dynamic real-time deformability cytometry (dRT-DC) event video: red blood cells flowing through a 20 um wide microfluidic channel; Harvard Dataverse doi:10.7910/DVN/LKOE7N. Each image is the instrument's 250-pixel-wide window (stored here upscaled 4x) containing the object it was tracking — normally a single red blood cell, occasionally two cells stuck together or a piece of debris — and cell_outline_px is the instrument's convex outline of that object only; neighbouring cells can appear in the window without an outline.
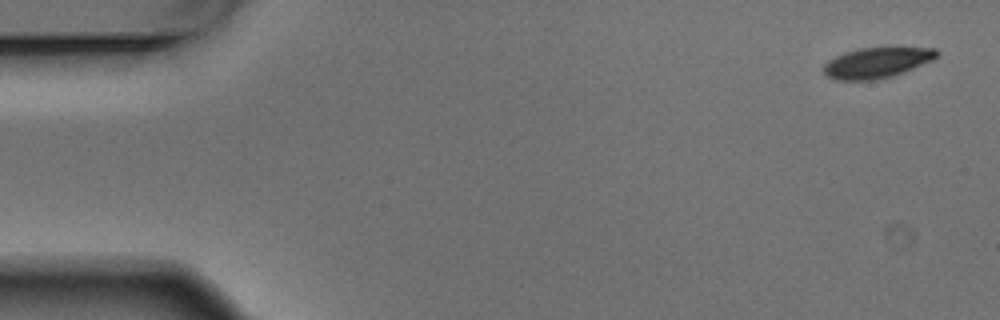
{"species": "Egyptian fruit bat (a non-hibernating species)", "species_latin": "Rousettus aegyptiacus", "temperature_condition": "warm", "stored_images_in_passage": 4, "camera_frame_rate_fps": 3000, "um_per_image_px": 0.085, "animal": {"sex": "male"}, "frame": {"image": 1, "passage_image": 1, "time_ms": 0.0, "image_size_px": [1000, 320], "cell_outline_px": [[940, 52], [932, 60], [904, 72], [892, 76], [876, 80], [836, 80], [828, 76], [824, 72], [824, 64], [828, 60], [844, 52], [860, 48], [936, 48]], "centroid_in_image_um": [74.52, 5.33], "position_along_channel_um": 10.5, "area_um2": 19.94}}
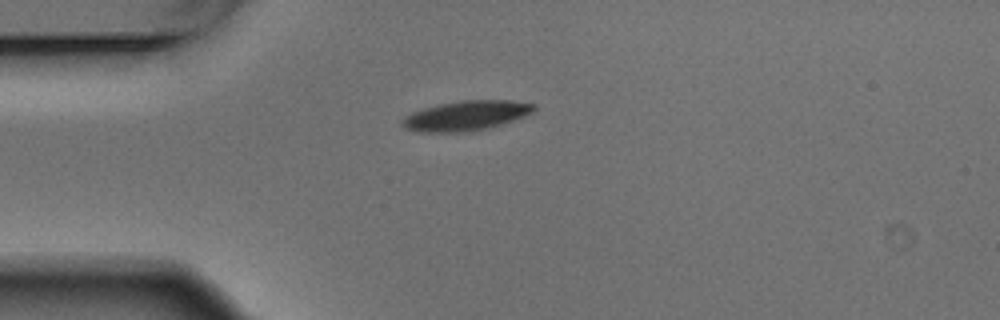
{"frame": {"image": 2, "passage_image": 4, "time_ms": 1.0, "image_size_px": [1000, 320], "cell_outline_px": [[536, 108], [532, 112], [524, 116], [488, 128], [472, 132], [420, 132], [408, 128], [400, 124], [400, 120], [404, 116], [412, 112], [436, 104], [460, 100], [512, 100], [536, 104]], "centroid_in_image_um": [39.6, 9.82], "position_along_channel_um": 45.4, "area_um2": 23.0}}